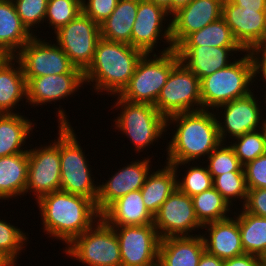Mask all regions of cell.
Instances as JSON below:
<instances>
[{
	"instance_id": "obj_1",
	"label": "cell",
	"mask_w": 266,
	"mask_h": 266,
	"mask_svg": "<svg viewBox=\"0 0 266 266\" xmlns=\"http://www.w3.org/2000/svg\"><path fill=\"white\" fill-rule=\"evenodd\" d=\"M170 125L175 130L171 129L172 135L168 137L171 139L166 142L167 156L164 161L170 165L203 161L221 143L213 110L202 109L172 115L166 118V131L171 128Z\"/></svg>"
},
{
	"instance_id": "obj_2",
	"label": "cell",
	"mask_w": 266,
	"mask_h": 266,
	"mask_svg": "<svg viewBox=\"0 0 266 266\" xmlns=\"http://www.w3.org/2000/svg\"><path fill=\"white\" fill-rule=\"evenodd\" d=\"M35 204L42 217V232L66 247L101 218L92 199L62 190L41 196Z\"/></svg>"
},
{
	"instance_id": "obj_3",
	"label": "cell",
	"mask_w": 266,
	"mask_h": 266,
	"mask_svg": "<svg viewBox=\"0 0 266 266\" xmlns=\"http://www.w3.org/2000/svg\"><path fill=\"white\" fill-rule=\"evenodd\" d=\"M144 54L129 44L101 38L91 64L83 72L85 85L92 86L90 90L94 89L91 91L98 95H119L129 83Z\"/></svg>"
},
{
	"instance_id": "obj_4",
	"label": "cell",
	"mask_w": 266,
	"mask_h": 266,
	"mask_svg": "<svg viewBox=\"0 0 266 266\" xmlns=\"http://www.w3.org/2000/svg\"><path fill=\"white\" fill-rule=\"evenodd\" d=\"M61 107L59 105V108H54L57 110L54 113L58 114L56 122L60 124V190L92 199L96 203L99 183L94 180L96 177L93 176L92 166L89 164L91 161L78 141L66 109Z\"/></svg>"
},
{
	"instance_id": "obj_5",
	"label": "cell",
	"mask_w": 266,
	"mask_h": 266,
	"mask_svg": "<svg viewBox=\"0 0 266 266\" xmlns=\"http://www.w3.org/2000/svg\"><path fill=\"white\" fill-rule=\"evenodd\" d=\"M112 98H115V103L111 105V110L114 108L117 112L120 110L118 116L116 115L113 119L114 131L118 130L122 135L125 134L135 152L138 151L137 153L140 154L144 149L151 148L149 146H154L156 142L163 139L164 135L166 139L168 135L166 118L154 105L128 102L118 95Z\"/></svg>"
},
{
	"instance_id": "obj_6",
	"label": "cell",
	"mask_w": 266,
	"mask_h": 266,
	"mask_svg": "<svg viewBox=\"0 0 266 266\" xmlns=\"http://www.w3.org/2000/svg\"><path fill=\"white\" fill-rule=\"evenodd\" d=\"M253 84L252 61L246 51L227 67L200 81L202 109L215 111L223 104L244 97L255 90L251 87Z\"/></svg>"
},
{
	"instance_id": "obj_7",
	"label": "cell",
	"mask_w": 266,
	"mask_h": 266,
	"mask_svg": "<svg viewBox=\"0 0 266 266\" xmlns=\"http://www.w3.org/2000/svg\"><path fill=\"white\" fill-rule=\"evenodd\" d=\"M180 62L175 49L166 53L144 54L127 86L118 95L132 103L155 105L171 70Z\"/></svg>"
},
{
	"instance_id": "obj_8",
	"label": "cell",
	"mask_w": 266,
	"mask_h": 266,
	"mask_svg": "<svg viewBox=\"0 0 266 266\" xmlns=\"http://www.w3.org/2000/svg\"><path fill=\"white\" fill-rule=\"evenodd\" d=\"M63 252L86 266H121V253L114 228L100 218L77 236Z\"/></svg>"
},
{
	"instance_id": "obj_9",
	"label": "cell",
	"mask_w": 266,
	"mask_h": 266,
	"mask_svg": "<svg viewBox=\"0 0 266 266\" xmlns=\"http://www.w3.org/2000/svg\"><path fill=\"white\" fill-rule=\"evenodd\" d=\"M154 106L165 118L202 110L200 79L180 61L171 70Z\"/></svg>"
},
{
	"instance_id": "obj_10",
	"label": "cell",
	"mask_w": 266,
	"mask_h": 266,
	"mask_svg": "<svg viewBox=\"0 0 266 266\" xmlns=\"http://www.w3.org/2000/svg\"><path fill=\"white\" fill-rule=\"evenodd\" d=\"M58 133L50 142L28 148V175L25 195L31 193L37 201L41 196L60 190V124ZM31 192V193H30Z\"/></svg>"
},
{
	"instance_id": "obj_11",
	"label": "cell",
	"mask_w": 266,
	"mask_h": 266,
	"mask_svg": "<svg viewBox=\"0 0 266 266\" xmlns=\"http://www.w3.org/2000/svg\"><path fill=\"white\" fill-rule=\"evenodd\" d=\"M169 15L165 9L152 1L138 0L137 15L131 33V46L140 49L145 54L157 51L166 53L173 50L171 16ZM159 40L167 46L159 49L160 51L157 49V44L159 47L161 45Z\"/></svg>"
},
{
	"instance_id": "obj_12",
	"label": "cell",
	"mask_w": 266,
	"mask_h": 266,
	"mask_svg": "<svg viewBox=\"0 0 266 266\" xmlns=\"http://www.w3.org/2000/svg\"><path fill=\"white\" fill-rule=\"evenodd\" d=\"M39 36V34L33 36L15 56L22 65L25 78L83 73L71 63L68 55L59 45L53 40H46V37L43 39Z\"/></svg>"
},
{
	"instance_id": "obj_13",
	"label": "cell",
	"mask_w": 266,
	"mask_h": 266,
	"mask_svg": "<svg viewBox=\"0 0 266 266\" xmlns=\"http://www.w3.org/2000/svg\"><path fill=\"white\" fill-rule=\"evenodd\" d=\"M54 35L52 40L68 55L71 63L84 72L91 64L101 39L100 25L81 12Z\"/></svg>"
},
{
	"instance_id": "obj_14",
	"label": "cell",
	"mask_w": 266,
	"mask_h": 266,
	"mask_svg": "<svg viewBox=\"0 0 266 266\" xmlns=\"http://www.w3.org/2000/svg\"><path fill=\"white\" fill-rule=\"evenodd\" d=\"M253 92L217 107L214 111L221 143L230 142L248 132L259 130L263 117L262 103ZM260 102V103H259ZM222 110V111H221ZM220 111V112H219ZM222 114V115H221ZM221 116V117H220Z\"/></svg>"
},
{
	"instance_id": "obj_15",
	"label": "cell",
	"mask_w": 266,
	"mask_h": 266,
	"mask_svg": "<svg viewBox=\"0 0 266 266\" xmlns=\"http://www.w3.org/2000/svg\"><path fill=\"white\" fill-rule=\"evenodd\" d=\"M153 224L160 239L197 236L200 235L203 226L196 217L191 197L178 188L154 215ZM195 231L199 233L196 234Z\"/></svg>"
},
{
	"instance_id": "obj_16",
	"label": "cell",
	"mask_w": 266,
	"mask_h": 266,
	"mask_svg": "<svg viewBox=\"0 0 266 266\" xmlns=\"http://www.w3.org/2000/svg\"><path fill=\"white\" fill-rule=\"evenodd\" d=\"M111 227L119 241L121 266H158L160 237L154 224Z\"/></svg>"
},
{
	"instance_id": "obj_17",
	"label": "cell",
	"mask_w": 266,
	"mask_h": 266,
	"mask_svg": "<svg viewBox=\"0 0 266 266\" xmlns=\"http://www.w3.org/2000/svg\"><path fill=\"white\" fill-rule=\"evenodd\" d=\"M151 158L153 156L147 155V158L144 157L140 160L132 159L130 163L124 164L126 166L117 168L118 170L111 177L109 176L108 180L104 178V181L101 182L100 179L96 200V207L100 214L117 199L142 188L147 176L153 170L152 168H155L152 167Z\"/></svg>"
},
{
	"instance_id": "obj_18",
	"label": "cell",
	"mask_w": 266,
	"mask_h": 266,
	"mask_svg": "<svg viewBox=\"0 0 266 266\" xmlns=\"http://www.w3.org/2000/svg\"><path fill=\"white\" fill-rule=\"evenodd\" d=\"M28 106L36 108L47 104L54 105L63 99L77 96L85 86L83 73H65L26 78Z\"/></svg>"
},
{
	"instance_id": "obj_19",
	"label": "cell",
	"mask_w": 266,
	"mask_h": 266,
	"mask_svg": "<svg viewBox=\"0 0 266 266\" xmlns=\"http://www.w3.org/2000/svg\"><path fill=\"white\" fill-rule=\"evenodd\" d=\"M222 18L238 44L247 51L266 38V10H250L234 3H223Z\"/></svg>"
},
{
	"instance_id": "obj_20",
	"label": "cell",
	"mask_w": 266,
	"mask_h": 266,
	"mask_svg": "<svg viewBox=\"0 0 266 266\" xmlns=\"http://www.w3.org/2000/svg\"><path fill=\"white\" fill-rule=\"evenodd\" d=\"M223 0H192L171 16V39L175 49L189 34L222 17Z\"/></svg>"
},
{
	"instance_id": "obj_21",
	"label": "cell",
	"mask_w": 266,
	"mask_h": 266,
	"mask_svg": "<svg viewBox=\"0 0 266 266\" xmlns=\"http://www.w3.org/2000/svg\"><path fill=\"white\" fill-rule=\"evenodd\" d=\"M175 51L180 61L192 71L200 81L215 71L230 65L234 59L238 57L237 54L243 55V53L246 52L242 47L213 46H177ZM235 53L236 57L234 56Z\"/></svg>"
},
{
	"instance_id": "obj_22",
	"label": "cell",
	"mask_w": 266,
	"mask_h": 266,
	"mask_svg": "<svg viewBox=\"0 0 266 266\" xmlns=\"http://www.w3.org/2000/svg\"><path fill=\"white\" fill-rule=\"evenodd\" d=\"M202 230L205 233L202 231L200 235L207 253L223 260L245 254L238 221L233 215L224 220L206 223Z\"/></svg>"
},
{
	"instance_id": "obj_23",
	"label": "cell",
	"mask_w": 266,
	"mask_h": 266,
	"mask_svg": "<svg viewBox=\"0 0 266 266\" xmlns=\"http://www.w3.org/2000/svg\"><path fill=\"white\" fill-rule=\"evenodd\" d=\"M24 100L27 105V81L22 65L15 56H6L0 62V114L20 113L16 108L21 109L19 103Z\"/></svg>"
},
{
	"instance_id": "obj_24",
	"label": "cell",
	"mask_w": 266,
	"mask_h": 266,
	"mask_svg": "<svg viewBox=\"0 0 266 266\" xmlns=\"http://www.w3.org/2000/svg\"><path fill=\"white\" fill-rule=\"evenodd\" d=\"M205 252L201 235L160 239L158 266H198Z\"/></svg>"
},
{
	"instance_id": "obj_25",
	"label": "cell",
	"mask_w": 266,
	"mask_h": 266,
	"mask_svg": "<svg viewBox=\"0 0 266 266\" xmlns=\"http://www.w3.org/2000/svg\"><path fill=\"white\" fill-rule=\"evenodd\" d=\"M101 218L109 226L153 224L154 216L145 207L141 190L132 191L114 201Z\"/></svg>"
},
{
	"instance_id": "obj_26",
	"label": "cell",
	"mask_w": 266,
	"mask_h": 266,
	"mask_svg": "<svg viewBox=\"0 0 266 266\" xmlns=\"http://www.w3.org/2000/svg\"><path fill=\"white\" fill-rule=\"evenodd\" d=\"M31 120L22 113L0 114V157L28 152L26 140L37 126Z\"/></svg>"
},
{
	"instance_id": "obj_27",
	"label": "cell",
	"mask_w": 266,
	"mask_h": 266,
	"mask_svg": "<svg viewBox=\"0 0 266 266\" xmlns=\"http://www.w3.org/2000/svg\"><path fill=\"white\" fill-rule=\"evenodd\" d=\"M33 37L23 25L12 0H0V51L16 56Z\"/></svg>"
},
{
	"instance_id": "obj_28",
	"label": "cell",
	"mask_w": 266,
	"mask_h": 266,
	"mask_svg": "<svg viewBox=\"0 0 266 266\" xmlns=\"http://www.w3.org/2000/svg\"><path fill=\"white\" fill-rule=\"evenodd\" d=\"M27 175L28 152L0 157V202L25 196Z\"/></svg>"
},
{
	"instance_id": "obj_29",
	"label": "cell",
	"mask_w": 266,
	"mask_h": 266,
	"mask_svg": "<svg viewBox=\"0 0 266 266\" xmlns=\"http://www.w3.org/2000/svg\"><path fill=\"white\" fill-rule=\"evenodd\" d=\"M153 168L142 186L141 195L148 211L154 216L171 193L177 188V173L173 165ZM162 167V168H161ZM153 171V172H152Z\"/></svg>"
},
{
	"instance_id": "obj_30",
	"label": "cell",
	"mask_w": 266,
	"mask_h": 266,
	"mask_svg": "<svg viewBox=\"0 0 266 266\" xmlns=\"http://www.w3.org/2000/svg\"><path fill=\"white\" fill-rule=\"evenodd\" d=\"M138 0H119L115 10L100 24L101 38L131 45Z\"/></svg>"
},
{
	"instance_id": "obj_31",
	"label": "cell",
	"mask_w": 266,
	"mask_h": 266,
	"mask_svg": "<svg viewBox=\"0 0 266 266\" xmlns=\"http://www.w3.org/2000/svg\"><path fill=\"white\" fill-rule=\"evenodd\" d=\"M235 208L233 216L238 221L244 252L260 257L266 249V217L252 215L243 208L237 210L234 206Z\"/></svg>"
},
{
	"instance_id": "obj_32",
	"label": "cell",
	"mask_w": 266,
	"mask_h": 266,
	"mask_svg": "<svg viewBox=\"0 0 266 266\" xmlns=\"http://www.w3.org/2000/svg\"><path fill=\"white\" fill-rule=\"evenodd\" d=\"M198 221L204 225L224 220L233 215V209L223 196L214 188L191 197Z\"/></svg>"
},
{
	"instance_id": "obj_33",
	"label": "cell",
	"mask_w": 266,
	"mask_h": 266,
	"mask_svg": "<svg viewBox=\"0 0 266 266\" xmlns=\"http://www.w3.org/2000/svg\"><path fill=\"white\" fill-rule=\"evenodd\" d=\"M178 46L241 47L222 17L189 34Z\"/></svg>"
},
{
	"instance_id": "obj_34",
	"label": "cell",
	"mask_w": 266,
	"mask_h": 266,
	"mask_svg": "<svg viewBox=\"0 0 266 266\" xmlns=\"http://www.w3.org/2000/svg\"><path fill=\"white\" fill-rule=\"evenodd\" d=\"M191 163L192 165H190ZM200 163H202V165H199ZM193 164L195 165L193 166ZM199 164L197 161L194 163L183 162L173 164L177 173V188L189 197H193L213 187V177L209 173L207 166H203L204 162L202 161H200ZM182 165L187 169L184 175H180L182 173H180L181 170L179 168L184 169ZM179 176H183L182 179H180L181 177Z\"/></svg>"
},
{
	"instance_id": "obj_35",
	"label": "cell",
	"mask_w": 266,
	"mask_h": 266,
	"mask_svg": "<svg viewBox=\"0 0 266 266\" xmlns=\"http://www.w3.org/2000/svg\"><path fill=\"white\" fill-rule=\"evenodd\" d=\"M3 219H0V256L9 266H16L20 253L26 251L27 242L31 240L28 232Z\"/></svg>"
},
{
	"instance_id": "obj_36",
	"label": "cell",
	"mask_w": 266,
	"mask_h": 266,
	"mask_svg": "<svg viewBox=\"0 0 266 266\" xmlns=\"http://www.w3.org/2000/svg\"><path fill=\"white\" fill-rule=\"evenodd\" d=\"M213 187L223 196L228 204L233 208V204L240 203V208L247 199V185L244 171L226 172L213 178ZM236 201V202H235ZM235 202V203H234Z\"/></svg>"
},
{
	"instance_id": "obj_37",
	"label": "cell",
	"mask_w": 266,
	"mask_h": 266,
	"mask_svg": "<svg viewBox=\"0 0 266 266\" xmlns=\"http://www.w3.org/2000/svg\"><path fill=\"white\" fill-rule=\"evenodd\" d=\"M82 12V0H48L43 25L52 28V34L67 25Z\"/></svg>"
},
{
	"instance_id": "obj_38",
	"label": "cell",
	"mask_w": 266,
	"mask_h": 266,
	"mask_svg": "<svg viewBox=\"0 0 266 266\" xmlns=\"http://www.w3.org/2000/svg\"><path fill=\"white\" fill-rule=\"evenodd\" d=\"M230 141L228 143L233 148L242 166L266 153V144L260 129L245 133Z\"/></svg>"
},
{
	"instance_id": "obj_39",
	"label": "cell",
	"mask_w": 266,
	"mask_h": 266,
	"mask_svg": "<svg viewBox=\"0 0 266 266\" xmlns=\"http://www.w3.org/2000/svg\"><path fill=\"white\" fill-rule=\"evenodd\" d=\"M206 161V162H205ZM207 168L211 176L226 174L232 171H244L233 148L229 143H220L217 148L206 158Z\"/></svg>"
},
{
	"instance_id": "obj_40",
	"label": "cell",
	"mask_w": 266,
	"mask_h": 266,
	"mask_svg": "<svg viewBox=\"0 0 266 266\" xmlns=\"http://www.w3.org/2000/svg\"><path fill=\"white\" fill-rule=\"evenodd\" d=\"M12 1L15 5L17 14L19 15L23 25L28 29V31L33 36H36L37 33L40 34V32L42 31H39L38 28H41V24H44L48 0Z\"/></svg>"
},
{
	"instance_id": "obj_41",
	"label": "cell",
	"mask_w": 266,
	"mask_h": 266,
	"mask_svg": "<svg viewBox=\"0 0 266 266\" xmlns=\"http://www.w3.org/2000/svg\"><path fill=\"white\" fill-rule=\"evenodd\" d=\"M247 189L266 188V153L243 166Z\"/></svg>"
},
{
	"instance_id": "obj_42",
	"label": "cell",
	"mask_w": 266,
	"mask_h": 266,
	"mask_svg": "<svg viewBox=\"0 0 266 266\" xmlns=\"http://www.w3.org/2000/svg\"><path fill=\"white\" fill-rule=\"evenodd\" d=\"M118 1L119 0H82V12L100 25L115 10Z\"/></svg>"
},
{
	"instance_id": "obj_43",
	"label": "cell",
	"mask_w": 266,
	"mask_h": 266,
	"mask_svg": "<svg viewBox=\"0 0 266 266\" xmlns=\"http://www.w3.org/2000/svg\"><path fill=\"white\" fill-rule=\"evenodd\" d=\"M242 208L252 215L266 217V188L248 189Z\"/></svg>"
},
{
	"instance_id": "obj_44",
	"label": "cell",
	"mask_w": 266,
	"mask_h": 266,
	"mask_svg": "<svg viewBox=\"0 0 266 266\" xmlns=\"http://www.w3.org/2000/svg\"><path fill=\"white\" fill-rule=\"evenodd\" d=\"M247 53L252 61L253 82H255L253 85L257 86L258 89L259 86L257 84L262 80L263 84L261 85L266 86V52L260 46H256L248 49ZM257 76L261 78L257 79Z\"/></svg>"
},
{
	"instance_id": "obj_45",
	"label": "cell",
	"mask_w": 266,
	"mask_h": 266,
	"mask_svg": "<svg viewBox=\"0 0 266 266\" xmlns=\"http://www.w3.org/2000/svg\"><path fill=\"white\" fill-rule=\"evenodd\" d=\"M224 266H260L259 257L251 254H243L224 260Z\"/></svg>"
},
{
	"instance_id": "obj_46",
	"label": "cell",
	"mask_w": 266,
	"mask_h": 266,
	"mask_svg": "<svg viewBox=\"0 0 266 266\" xmlns=\"http://www.w3.org/2000/svg\"><path fill=\"white\" fill-rule=\"evenodd\" d=\"M234 3L250 10H266V0H223V3Z\"/></svg>"
},
{
	"instance_id": "obj_47",
	"label": "cell",
	"mask_w": 266,
	"mask_h": 266,
	"mask_svg": "<svg viewBox=\"0 0 266 266\" xmlns=\"http://www.w3.org/2000/svg\"><path fill=\"white\" fill-rule=\"evenodd\" d=\"M198 266H224V260L205 251L200 258Z\"/></svg>"
},
{
	"instance_id": "obj_48",
	"label": "cell",
	"mask_w": 266,
	"mask_h": 266,
	"mask_svg": "<svg viewBox=\"0 0 266 266\" xmlns=\"http://www.w3.org/2000/svg\"><path fill=\"white\" fill-rule=\"evenodd\" d=\"M192 0H171V16L182 7L188 5Z\"/></svg>"
},
{
	"instance_id": "obj_49",
	"label": "cell",
	"mask_w": 266,
	"mask_h": 266,
	"mask_svg": "<svg viewBox=\"0 0 266 266\" xmlns=\"http://www.w3.org/2000/svg\"><path fill=\"white\" fill-rule=\"evenodd\" d=\"M165 9L171 16V0H149Z\"/></svg>"
},
{
	"instance_id": "obj_50",
	"label": "cell",
	"mask_w": 266,
	"mask_h": 266,
	"mask_svg": "<svg viewBox=\"0 0 266 266\" xmlns=\"http://www.w3.org/2000/svg\"><path fill=\"white\" fill-rule=\"evenodd\" d=\"M262 87H264V88H261V89H265L264 91H262L263 93H262V96L261 97H259L260 98V102L262 103V102H264L263 104H264V106H263V104H262V109H265V110H263V116H264V111H265V116L264 117H266V86H262ZM262 97H264L263 98V100H261V98Z\"/></svg>"
},
{
	"instance_id": "obj_51",
	"label": "cell",
	"mask_w": 266,
	"mask_h": 266,
	"mask_svg": "<svg viewBox=\"0 0 266 266\" xmlns=\"http://www.w3.org/2000/svg\"><path fill=\"white\" fill-rule=\"evenodd\" d=\"M260 130L262 131V134H263V137H264V140H265V144H266V117L263 118Z\"/></svg>"
},
{
	"instance_id": "obj_52",
	"label": "cell",
	"mask_w": 266,
	"mask_h": 266,
	"mask_svg": "<svg viewBox=\"0 0 266 266\" xmlns=\"http://www.w3.org/2000/svg\"><path fill=\"white\" fill-rule=\"evenodd\" d=\"M260 266H266V249L259 257Z\"/></svg>"
},
{
	"instance_id": "obj_53",
	"label": "cell",
	"mask_w": 266,
	"mask_h": 266,
	"mask_svg": "<svg viewBox=\"0 0 266 266\" xmlns=\"http://www.w3.org/2000/svg\"><path fill=\"white\" fill-rule=\"evenodd\" d=\"M0 266H9L0 256Z\"/></svg>"
},
{
	"instance_id": "obj_54",
	"label": "cell",
	"mask_w": 266,
	"mask_h": 266,
	"mask_svg": "<svg viewBox=\"0 0 266 266\" xmlns=\"http://www.w3.org/2000/svg\"><path fill=\"white\" fill-rule=\"evenodd\" d=\"M260 47L266 52V38L264 42L260 45Z\"/></svg>"
},
{
	"instance_id": "obj_55",
	"label": "cell",
	"mask_w": 266,
	"mask_h": 266,
	"mask_svg": "<svg viewBox=\"0 0 266 266\" xmlns=\"http://www.w3.org/2000/svg\"><path fill=\"white\" fill-rule=\"evenodd\" d=\"M6 56L0 51V62L5 58Z\"/></svg>"
}]
</instances>
